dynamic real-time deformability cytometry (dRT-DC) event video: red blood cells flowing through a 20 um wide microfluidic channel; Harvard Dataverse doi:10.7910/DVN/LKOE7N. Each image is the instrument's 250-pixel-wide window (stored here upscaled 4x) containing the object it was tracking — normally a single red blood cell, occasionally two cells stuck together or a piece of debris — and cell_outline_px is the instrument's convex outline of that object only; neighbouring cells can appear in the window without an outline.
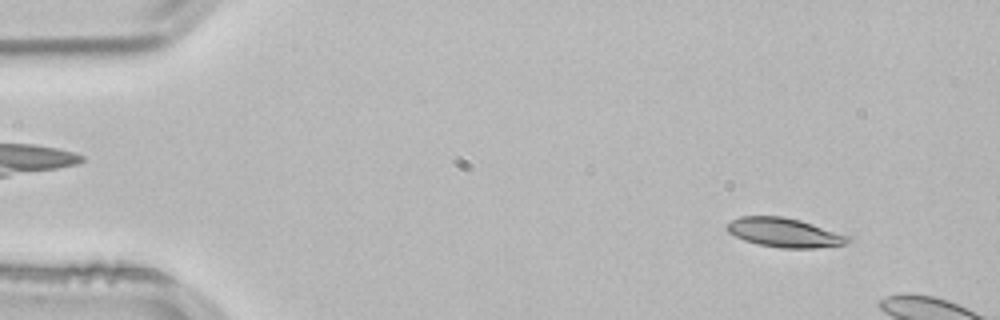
{"species": "common noctule bat (a hibernating species)", "species_latin": "Nyctalus noctula", "temperature_condition": "room temperature", "stored_images_in_passage": 10, "camera_frame_rate_fps": 3000, "um_per_image_px": 0.085, "animal": {"sex": "male", "body_mass_g": 21.5, "forearm_length_mm": 52.0}, "frame": {"image": 1, "passage_image": 5, "time_ms": 1.333, "image_size_px": [1000, 320], "cell_outline_px": [[852, 240], [848, 244], [812, 248], [780, 248], [760, 244], [744, 240], [728, 232], [724, 228], [724, 224], [740, 216], [784, 216], [800, 220], [852, 236]], "centroid_in_image_um": [66.69, 19.76], "position_along_channel_um": 18.3, "area_um2": 20.81}}